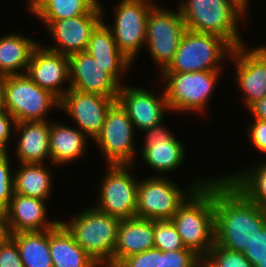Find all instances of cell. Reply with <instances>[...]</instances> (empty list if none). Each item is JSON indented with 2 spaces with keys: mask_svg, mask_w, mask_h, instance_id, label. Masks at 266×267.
I'll return each instance as SVG.
<instances>
[{
  "mask_svg": "<svg viewBox=\"0 0 266 267\" xmlns=\"http://www.w3.org/2000/svg\"><path fill=\"white\" fill-rule=\"evenodd\" d=\"M215 245L244 253L266 225L264 208L249 201L227 179H214Z\"/></svg>",
  "mask_w": 266,
  "mask_h": 267,
  "instance_id": "6da1fadb",
  "label": "cell"
},
{
  "mask_svg": "<svg viewBox=\"0 0 266 267\" xmlns=\"http://www.w3.org/2000/svg\"><path fill=\"white\" fill-rule=\"evenodd\" d=\"M170 220L184 246L203 259L215 244L214 179L196 189Z\"/></svg>",
  "mask_w": 266,
  "mask_h": 267,
  "instance_id": "7a4b0ae2",
  "label": "cell"
},
{
  "mask_svg": "<svg viewBox=\"0 0 266 267\" xmlns=\"http://www.w3.org/2000/svg\"><path fill=\"white\" fill-rule=\"evenodd\" d=\"M120 222L121 219L102 213L93 206L68 222L60 221L76 243L101 267H113Z\"/></svg>",
  "mask_w": 266,
  "mask_h": 267,
  "instance_id": "3957f363",
  "label": "cell"
},
{
  "mask_svg": "<svg viewBox=\"0 0 266 267\" xmlns=\"http://www.w3.org/2000/svg\"><path fill=\"white\" fill-rule=\"evenodd\" d=\"M179 11L187 29L200 33L214 34L228 41L234 48L243 45L237 23L244 15L229 0H186Z\"/></svg>",
  "mask_w": 266,
  "mask_h": 267,
  "instance_id": "277c9868",
  "label": "cell"
},
{
  "mask_svg": "<svg viewBox=\"0 0 266 267\" xmlns=\"http://www.w3.org/2000/svg\"><path fill=\"white\" fill-rule=\"evenodd\" d=\"M234 47L220 36L187 29L173 61L163 72L220 70L222 60L231 56ZM226 54V55H225Z\"/></svg>",
  "mask_w": 266,
  "mask_h": 267,
  "instance_id": "5b68a950",
  "label": "cell"
},
{
  "mask_svg": "<svg viewBox=\"0 0 266 267\" xmlns=\"http://www.w3.org/2000/svg\"><path fill=\"white\" fill-rule=\"evenodd\" d=\"M58 106L59 99L50 91L39 87L25 72L5 76L3 84V108L15 122L46 121L48 110Z\"/></svg>",
  "mask_w": 266,
  "mask_h": 267,
  "instance_id": "8992f818",
  "label": "cell"
},
{
  "mask_svg": "<svg viewBox=\"0 0 266 267\" xmlns=\"http://www.w3.org/2000/svg\"><path fill=\"white\" fill-rule=\"evenodd\" d=\"M172 180L163 176L149 177L139 181L136 217L149 220H170L179 207L198 188L206 185L210 179L197 180V183L182 192Z\"/></svg>",
  "mask_w": 266,
  "mask_h": 267,
  "instance_id": "52a82bcc",
  "label": "cell"
},
{
  "mask_svg": "<svg viewBox=\"0 0 266 267\" xmlns=\"http://www.w3.org/2000/svg\"><path fill=\"white\" fill-rule=\"evenodd\" d=\"M219 70L195 72H161L166 83L169 110L197 112L204 110L220 76Z\"/></svg>",
  "mask_w": 266,
  "mask_h": 267,
  "instance_id": "ba28073f",
  "label": "cell"
},
{
  "mask_svg": "<svg viewBox=\"0 0 266 267\" xmlns=\"http://www.w3.org/2000/svg\"><path fill=\"white\" fill-rule=\"evenodd\" d=\"M187 27L179 10L160 8L156 4L147 18L146 45L150 55L163 72L173 61Z\"/></svg>",
  "mask_w": 266,
  "mask_h": 267,
  "instance_id": "9c48e42d",
  "label": "cell"
},
{
  "mask_svg": "<svg viewBox=\"0 0 266 267\" xmlns=\"http://www.w3.org/2000/svg\"><path fill=\"white\" fill-rule=\"evenodd\" d=\"M131 166L108 165L109 171L100 183L98 204L93 207L121 220L136 217L139 180L128 172Z\"/></svg>",
  "mask_w": 266,
  "mask_h": 267,
  "instance_id": "30bf717a",
  "label": "cell"
},
{
  "mask_svg": "<svg viewBox=\"0 0 266 267\" xmlns=\"http://www.w3.org/2000/svg\"><path fill=\"white\" fill-rule=\"evenodd\" d=\"M134 125L127 111L116 101L108 110L100 134L95 138L108 165H132Z\"/></svg>",
  "mask_w": 266,
  "mask_h": 267,
  "instance_id": "8fae6325",
  "label": "cell"
},
{
  "mask_svg": "<svg viewBox=\"0 0 266 267\" xmlns=\"http://www.w3.org/2000/svg\"><path fill=\"white\" fill-rule=\"evenodd\" d=\"M154 5L151 0H122L115 9L110 29L119 50L132 62L146 44L148 13Z\"/></svg>",
  "mask_w": 266,
  "mask_h": 267,
  "instance_id": "7c38bea8",
  "label": "cell"
},
{
  "mask_svg": "<svg viewBox=\"0 0 266 267\" xmlns=\"http://www.w3.org/2000/svg\"><path fill=\"white\" fill-rule=\"evenodd\" d=\"M118 99L69 88L59 99V107L78 124L92 140L100 134L108 110Z\"/></svg>",
  "mask_w": 266,
  "mask_h": 267,
  "instance_id": "4fadbf2b",
  "label": "cell"
},
{
  "mask_svg": "<svg viewBox=\"0 0 266 267\" xmlns=\"http://www.w3.org/2000/svg\"><path fill=\"white\" fill-rule=\"evenodd\" d=\"M102 8L98 3L86 15L43 22L57 42L55 46L46 48L66 56L85 51L92 31L103 20Z\"/></svg>",
  "mask_w": 266,
  "mask_h": 267,
  "instance_id": "5bb4252c",
  "label": "cell"
},
{
  "mask_svg": "<svg viewBox=\"0 0 266 267\" xmlns=\"http://www.w3.org/2000/svg\"><path fill=\"white\" fill-rule=\"evenodd\" d=\"M244 46L234 48L228 58L235 60L237 83L240 90L244 91L243 102L249 108L266 97V46L252 50Z\"/></svg>",
  "mask_w": 266,
  "mask_h": 267,
  "instance_id": "9a60e30c",
  "label": "cell"
},
{
  "mask_svg": "<svg viewBox=\"0 0 266 267\" xmlns=\"http://www.w3.org/2000/svg\"><path fill=\"white\" fill-rule=\"evenodd\" d=\"M69 79L71 89L118 99L121 86L86 51L69 56Z\"/></svg>",
  "mask_w": 266,
  "mask_h": 267,
  "instance_id": "2e32d148",
  "label": "cell"
},
{
  "mask_svg": "<svg viewBox=\"0 0 266 267\" xmlns=\"http://www.w3.org/2000/svg\"><path fill=\"white\" fill-rule=\"evenodd\" d=\"M26 75L39 87L60 99L70 88L63 90L60 87L63 82H70L67 81L70 80L69 56L38 44L32 52Z\"/></svg>",
  "mask_w": 266,
  "mask_h": 267,
  "instance_id": "e0dca14e",
  "label": "cell"
},
{
  "mask_svg": "<svg viewBox=\"0 0 266 267\" xmlns=\"http://www.w3.org/2000/svg\"><path fill=\"white\" fill-rule=\"evenodd\" d=\"M117 101L127 111L134 128L142 131L162 124L164 111L169 109L165 91L159 98L144 88L121 86Z\"/></svg>",
  "mask_w": 266,
  "mask_h": 267,
  "instance_id": "ac0fdd59",
  "label": "cell"
},
{
  "mask_svg": "<svg viewBox=\"0 0 266 267\" xmlns=\"http://www.w3.org/2000/svg\"><path fill=\"white\" fill-rule=\"evenodd\" d=\"M143 132H147V136L141 157L150 168L166 174L180 167L185 157L184 144L161 124Z\"/></svg>",
  "mask_w": 266,
  "mask_h": 267,
  "instance_id": "d6986e66",
  "label": "cell"
},
{
  "mask_svg": "<svg viewBox=\"0 0 266 267\" xmlns=\"http://www.w3.org/2000/svg\"><path fill=\"white\" fill-rule=\"evenodd\" d=\"M85 51L104 68V72L120 86L123 85L120 76L129 68L132 61L119 50L110 26L103 20L92 31Z\"/></svg>",
  "mask_w": 266,
  "mask_h": 267,
  "instance_id": "ffe728a7",
  "label": "cell"
},
{
  "mask_svg": "<svg viewBox=\"0 0 266 267\" xmlns=\"http://www.w3.org/2000/svg\"><path fill=\"white\" fill-rule=\"evenodd\" d=\"M44 199L14 193L7 209L12 233L45 231L56 227L60 221L46 220Z\"/></svg>",
  "mask_w": 266,
  "mask_h": 267,
  "instance_id": "44dd1931",
  "label": "cell"
},
{
  "mask_svg": "<svg viewBox=\"0 0 266 267\" xmlns=\"http://www.w3.org/2000/svg\"><path fill=\"white\" fill-rule=\"evenodd\" d=\"M154 248V220L131 218L121 220L113 255V267L124 258Z\"/></svg>",
  "mask_w": 266,
  "mask_h": 267,
  "instance_id": "7402d4cb",
  "label": "cell"
},
{
  "mask_svg": "<svg viewBox=\"0 0 266 267\" xmlns=\"http://www.w3.org/2000/svg\"><path fill=\"white\" fill-rule=\"evenodd\" d=\"M21 130L16 146V155L20 163H42L50 159V123L49 121H23L13 126Z\"/></svg>",
  "mask_w": 266,
  "mask_h": 267,
  "instance_id": "603a6c76",
  "label": "cell"
},
{
  "mask_svg": "<svg viewBox=\"0 0 266 267\" xmlns=\"http://www.w3.org/2000/svg\"><path fill=\"white\" fill-rule=\"evenodd\" d=\"M49 248L53 267H100L61 223L49 229Z\"/></svg>",
  "mask_w": 266,
  "mask_h": 267,
  "instance_id": "cb8c5ba5",
  "label": "cell"
},
{
  "mask_svg": "<svg viewBox=\"0 0 266 267\" xmlns=\"http://www.w3.org/2000/svg\"><path fill=\"white\" fill-rule=\"evenodd\" d=\"M86 138L88 137L79 128L50 122L51 164L71 163L74 159L80 158L86 150Z\"/></svg>",
  "mask_w": 266,
  "mask_h": 267,
  "instance_id": "d4e9b609",
  "label": "cell"
},
{
  "mask_svg": "<svg viewBox=\"0 0 266 267\" xmlns=\"http://www.w3.org/2000/svg\"><path fill=\"white\" fill-rule=\"evenodd\" d=\"M38 45L32 39L18 34H8L0 38V74L4 76L22 74L27 70L32 52Z\"/></svg>",
  "mask_w": 266,
  "mask_h": 267,
  "instance_id": "484cf974",
  "label": "cell"
},
{
  "mask_svg": "<svg viewBox=\"0 0 266 267\" xmlns=\"http://www.w3.org/2000/svg\"><path fill=\"white\" fill-rule=\"evenodd\" d=\"M24 267H53L49 248V229L12 234Z\"/></svg>",
  "mask_w": 266,
  "mask_h": 267,
  "instance_id": "4316f807",
  "label": "cell"
},
{
  "mask_svg": "<svg viewBox=\"0 0 266 267\" xmlns=\"http://www.w3.org/2000/svg\"><path fill=\"white\" fill-rule=\"evenodd\" d=\"M98 0H32L28 9L43 22L88 14Z\"/></svg>",
  "mask_w": 266,
  "mask_h": 267,
  "instance_id": "83f0119b",
  "label": "cell"
},
{
  "mask_svg": "<svg viewBox=\"0 0 266 267\" xmlns=\"http://www.w3.org/2000/svg\"><path fill=\"white\" fill-rule=\"evenodd\" d=\"M50 174L42 163H21L14 175V193L46 200L53 183Z\"/></svg>",
  "mask_w": 266,
  "mask_h": 267,
  "instance_id": "f1b7e54d",
  "label": "cell"
},
{
  "mask_svg": "<svg viewBox=\"0 0 266 267\" xmlns=\"http://www.w3.org/2000/svg\"><path fill=\"white\" fill-rule=\"evenodd\" d=\"M247 171V172H246ZM249 201L261 208L266 206V163L250 170L224 177Z\"/></svg>",
  "mask_w": 266,
  "mask_h": 267,
  "instance_id": "f546056e",
  "label": "cell"
},
{
  "mask_svg": "<svg viewBox=\"0 0 266 267\" xmlns=\"http://www.w3.org/2000/svg\"><path fill=\"white\" fill-rule=\"evenodd\" d=\"M154 247L163 252L188 249L171 220H154Z\"/></svg>",
  "mask_w": 266,
  "mask_h": 267,
  "instance_id": "4dcf8cb0",
  "label": "cell"
},
{
  "mask_svg": "<svg viewBox=\"0 0 266 267\" xmlns=\"http://www.w3.org/2000/svg\"><path fill=\"white\" fill-rule=\"evenodd\" d=\"M203 261L209 267H254L244 253L219 247L215 244L203 258Z\"/></svg>",
  "mask_w": 266,
  "mask_h": 267,
  "instance_id": "1f68e13d",
  "label": "cell"
},
{
  "mask_svg": "<svg viewBox=\"0 0 266 267\" xmlns=\"http://www.w3.org/2000/svg\"><path fill=\"white\" fill-rule=\"evenodd\" d=\"M13 194L14 175H11L10 161L7 153L0 156V210L7 211Z\"/></svg>",
  "mask_w": 266,
  "mask_h": 267,
  "instance_id": "d6a6232c",
  "label": "cell"
},
{
  "mask_svg": "<svg viewBox=\"0 0 266 267\" xmlns=\"http://www.w3.org/2000/svg\"><path fill=\"white\" fill-rule=\"evenodd\" d=\"M202 260L190 249L161 251V267H197Z\"/></svg>",
  "mask_w": 266,
  "mask_h": 267,
  "instance_id": "836d02e7",
  "label": "cell"
},
{
  "mask_svg": "<svg viewBox=\"0 0 266 267\" xmlns=\"http://www.w3.org/2000/svg\"><path fill=\"white\" fill-rule=\"evenodd\" d=\"M116 267H161V250L151 248L124 258Z\"/></svg>",
  "mask_w": 266,
  "mask_h": 267,
  "instance_id": "e575fe53",
  "label": "cell"
},
{
  "mask_svg": "<svg viewBox=\"0 0 266 267\" xmlns=\"http://www.w3.org/2000/svg\"><path fill=\"white\" fill-rule=\"evenodd\" d=\"M244 255L253 266L266 257V225L257 233L252 244L246 248Z\"/></svg>",
  "mask_w": 266,
  "mask_h": 267,
  "instance_id": "d590c367",
  "label": "cell"
},
{
  "mask_svg": "<svg viewBox=\"0 0 266 267\" xmlns=\"http://www.w3.org/2000/svg\"><path fill=\"white\" fill-rule=\"evenodd\" d=\"M0 267H24L16 242L12 238L0 245Z\"/></svg>",
  "mask_w": 266,
  "mask_h": 267,
  "instance_id": "8d00e7d4",
  "label": "cell"
},
{
  "mask_svg": "<svg viewBox=\"0 0 266 267\" xmlns=\"http://www.w3.org/2000/svg\"><path fill=\"white\" fill-rule=\"evenodd\" d=\"M254 121L249 130V138L259 151L266 153V121Z\"/></svg>",
  "mask_w": 266,
  "mask_h": 267,
  "instance_id": "74e56055",
  "label": "cell"
},
{
  "mask_svg": "<svg viewBox=\"0 0 266 267\" xmlns=\"http://www.w3.org/2000/svg\"><path fill=\"white\" fill-rule=\"evenodd\" d=\"M15 125L14 117L4 108L0 109V141L7 147L11 136L12 125Z\"/></svg>",
  "mask_w": 266,
  "mask_h": 267,
  "instance_id": "f35d334b",
  "label": "cell"
},
{
  "mask_svg": "<svg viewBox=\"0 0 266 267\" xmlns=\"http://www.w3.org/2000/svg\"><path fill=\"white\" fill-rule=\"evenodd\" d=\"M12 234L7 211L0 210V245L7 243Z\"/></svg>",
  "mask_w": 266,
  "mask_h": 267,
  "instance_id": "ab89813d",
  "label": "cell"
},
{
  "mask_svg": "<svg viewBox=\"0 0 266 267\" xmlns=\"http://www.w3.org/2000/svg\"><path fill=\"white\" fill-rule=\"evenodd\" d=\"M254 119L266 121V97L256 101L248 108Z\"/></svg>",
  "mask_w": 266,
  "mask_h": 267,
  "instance_id": "60d3db41",
  "label": "cell"
},
{
  "mask_svg": "<svg viewBox=\"0 0 266 267\" xmlns=\"http://www.w3.org/2000/svg\"><path fill=\"white\" fill-rule=\"evenodd\" d=\"M232 3H234L241 11H243L245 13V11H247V6H248V1L249 0H229Z\"/></svg>",
  "mask_w": 266,
  "mask_h": 267,
  "instance_id": "b9f144b4",
  "label": "cell"
},
{
  "mask_svg": "<svg viewBox=\"0 0 266 267\" xmlns=\"http://www.w3.org/2000/svg\"><path fill=\"white\" fill-rule=\"evenodd\" d=\"M5 76L0 74V109L3 108V84Z\"/></svg>",
  "mask_w": 266,
  "mask_h": 267,
  "instance_id": "7bdbcfd3",
  "label": "cell"
},
{
  "mask_svg": "<svg viewBox=\"0 0 266 267\" xmlns=\"http://www.w3.org/2000/svg\"><path fill=\"white\" fill-rule=\"evenodd\" d=\"M7 147L0 141V156L7 154Z\"/></svg>",
  "mask_w": 266,
  "mask_h": 267,
  "instance_id": "ee69618b",
  "label": "cell"
},
{
  "mask_svg": "<svg viewBox=\"0 0 266 267\" xmlns=\"http://www.w3.org/2000/svg\"><path fill=\"white\" fill-rule=\"evenodd\" d=\"M254 267H266V257L261 261H258V263Z\"/></svg>",
  "mask_w": 266,
  "mask_h": 267,
  "instance_id": "f6af8a7d",
  "label": "cell"
},
{
  "mask_svg": "<svg viewBox=\"0 0 266 267\" xmlns=\"http://www.w3.org/2000/svg\"><path fill=\"white\" fill-rule=\"evenodd\" d=\"M197 267H209V266L202 260Z\"/></svg>",
  "mask_w": 266,
  "mask_h": 267,
  "instance_id": "bcb514c9",
  "label": "cell"
}]
</instances>
